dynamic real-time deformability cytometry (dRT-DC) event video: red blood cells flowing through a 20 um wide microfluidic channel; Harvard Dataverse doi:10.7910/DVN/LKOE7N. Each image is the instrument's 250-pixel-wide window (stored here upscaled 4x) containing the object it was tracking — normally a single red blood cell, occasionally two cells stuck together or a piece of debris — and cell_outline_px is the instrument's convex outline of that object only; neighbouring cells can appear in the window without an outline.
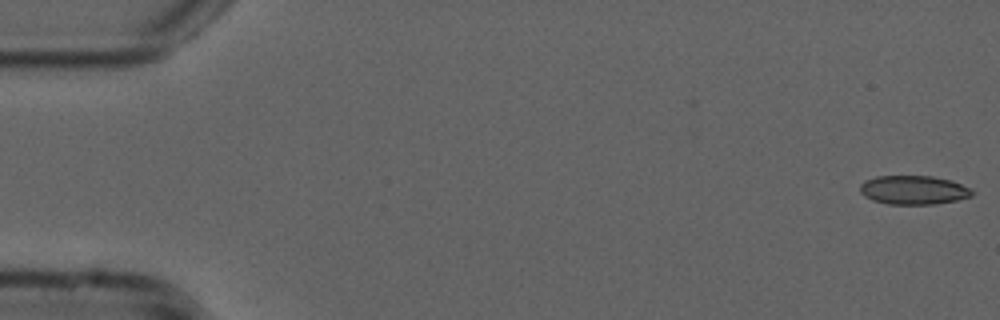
{"species": "common noctule bat (a hibernating species)", "species_latin": "Nyctalus noctula", "temperature_condition": "cold", "stored_images_in_passage": 54, "camera_frame_rate_fps": 3000, "um_per_image_px": 0.085, "animal": {"sex": "male", "forearm_length_mm": 52.5}, "frame": {"image": 1, "passage_image": 1, "time_ms": 0.0, "image_size_px": [1000, 320], "cell_outline_px": [[972, 196], [956, 200], [936, 204], [888, 204], [872, 200], [864, 196], [860, 192], [860, 184], [864, 180], [876, 176], [932, 176], [952, 180], [972, 188]], "centroid_in_image_um": [77.65, 16.14], "position_along_channel_um": 7.4, "area_um2": 19.02}}
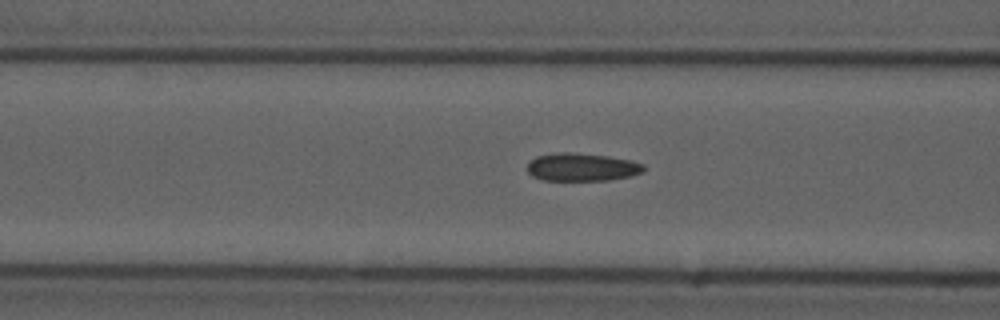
{"frame": {"image": 2, "passage_image": 21, "time_ms": 6.667, "image_size_px": [1000, 320], "cell_outline_px": [[644, 172], [628, 176], [608, 180], [544, 180], [532, 176], [528, 172], [528, 164], [536, 156], [560, 152], [568, 152], [608, 156], [632, 160], [644, 164]], "centroid_in_image_um": [49.47, 14.2], "position_along_channel_um": 117.1, "area_um2": 18.84}}
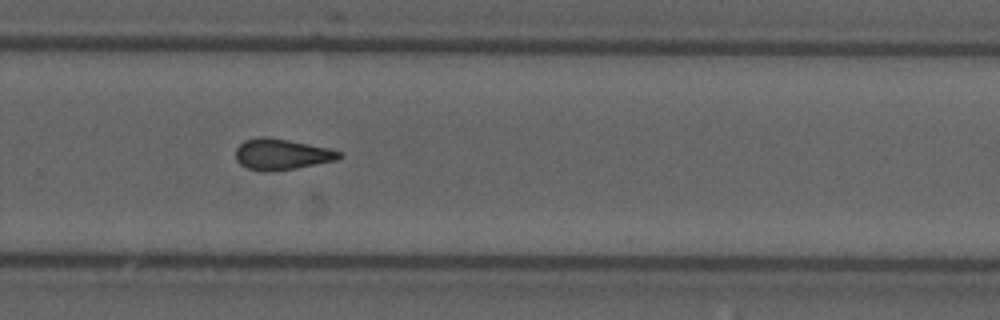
{"frame": {"image": 3, "passage_image": 36, "time_ms": 11.667, "image_size_px": [1000, 320], "cell_outline_px": [[344, 156], [336, 160], [296, 168], [264, 172], [248, 168], [240, 164], [236, 160], [236, 148], [244, 140], [256, 136], [264, 136], [288, 140], [328, 148], [340, 152]], "centroid_in_image_um": [23.91, 13.11], "position_along_channel_um": 305.9, "area_um2": 18.61}, "authors_computed_cell_mechanics": {"area_um2": 18.785, "velocity_mm_per_s": 3.775, "shape_relaxation_time_tau1_ms": null, "shape_relaxation_time_tau2_ms": 4.0539, "deformation_change_tau1": null, "deformation_change_tau2": 0.1116}}